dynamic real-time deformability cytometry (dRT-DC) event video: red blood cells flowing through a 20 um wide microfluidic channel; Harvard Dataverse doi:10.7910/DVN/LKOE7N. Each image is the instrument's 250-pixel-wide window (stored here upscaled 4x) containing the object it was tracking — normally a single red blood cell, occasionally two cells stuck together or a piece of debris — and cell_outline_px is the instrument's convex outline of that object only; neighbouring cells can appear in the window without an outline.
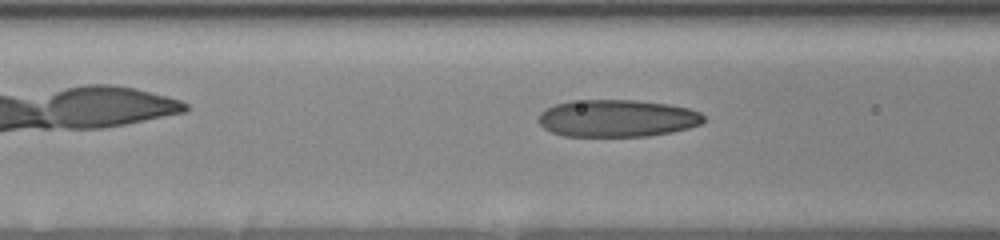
{"species": "human", "species_latin": "Homo sapiens", "temperature_condition": "room temperature", "stored_images_in_passage": 21, "camera_frame_rate_fps": 3000, "um_per_image_px": 0.085, "donor": {"sex": "female"}, "frame": {"image": 1, "passage_image": 15, "time_ms": 4.0, "image_size_px": [1000, 240], "cell_outline_px": [[704, 120], [700, 124], [688, 128], [672, 132], [648, 136], [564, 136], [552, 132], [544, 128], [536, 120], [536, 116], [540, 112], [556, 104], [572, 100], [636, 100], [668, 104], [688, 108], [700, 112], [704, 116]], "centroid_in_image_um": [52.43, 10.05], "position_along_channel_um": 114.2, "area_um2": 36.01}}
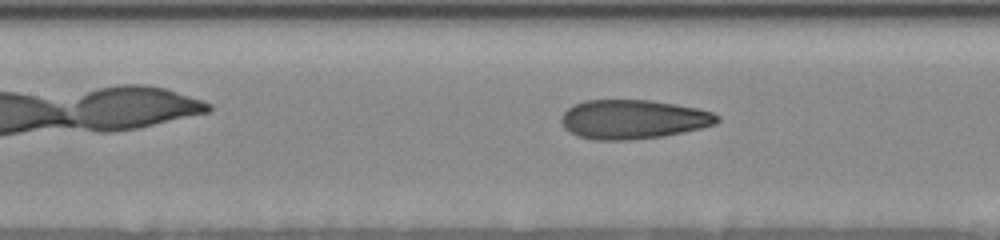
{"frame": {"image": 2, "passage_image": 18, "time_ms": 5.0, "image_size_px": [1000, 240], "cell_outline_px": [[720, 120], [716, 124], [684, 132], [664, 136], [628, 140], [592, 140], [576, 136], [568, 132], [564, 128], [560, 120], [560, 116], [568, 108], [584, 100], [652, 100], [676, 104], [696, 108], [712, 112], [720, 116]], "centroid_in_image_um": [53.79, 10.15], "position_along_channel_um": 153.6, "area_um2": 35.89}}